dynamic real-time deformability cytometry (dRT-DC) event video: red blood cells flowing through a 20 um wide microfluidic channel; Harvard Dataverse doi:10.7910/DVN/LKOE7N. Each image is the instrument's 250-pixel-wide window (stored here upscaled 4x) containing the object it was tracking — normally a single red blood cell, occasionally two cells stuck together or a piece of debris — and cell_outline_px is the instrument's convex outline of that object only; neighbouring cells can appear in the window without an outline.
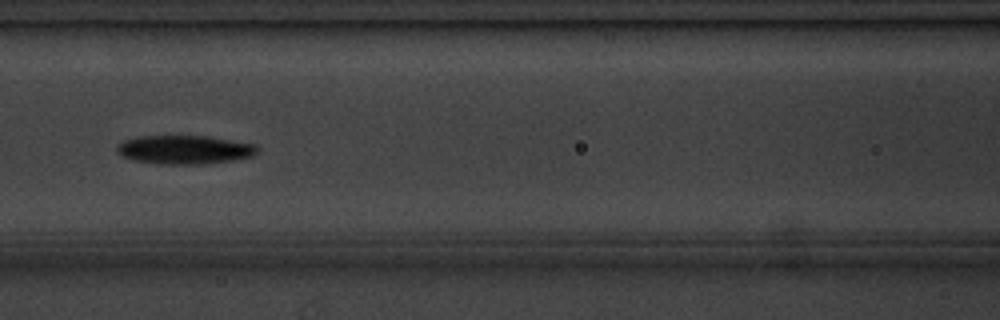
{"species": "common noctule bat (a hibernating species)", "species_latin": "Nyctalus noctula", "temperature_condition": "cold", "stored_images_in_passage": 8, "camera_frame_rate_fps": 3000, "um_per_image_px": 0.085, "animal": {"sex": "male", "body_mass_g": 20.1, "forearm_length_mm": 53.5}, "frame": {"image": 1, "passage_image": 4, "time_ms": 3.667, "image_size_px": [1000, 320], "cell_outline_px": [[260, 148], [252, 156], [232, 160], [200, 164], [160, 164], [136, 160], [124, 156], [116, 152], [116, 148], [124, 140], [140, 136], [208, 136], [256, 144]], "centroid_in_image_um": [15.72, 12.71], "position_along_channel_um": 150.9, "area_um2": 23.29}}